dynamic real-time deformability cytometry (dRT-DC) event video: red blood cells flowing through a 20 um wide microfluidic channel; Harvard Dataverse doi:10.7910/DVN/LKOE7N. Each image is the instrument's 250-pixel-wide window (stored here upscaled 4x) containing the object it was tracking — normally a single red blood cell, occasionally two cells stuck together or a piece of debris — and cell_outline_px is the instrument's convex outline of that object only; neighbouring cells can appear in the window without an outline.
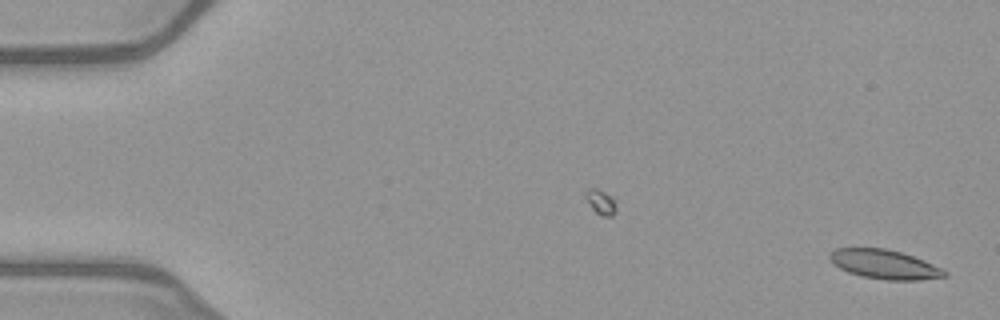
{"species": "common noctule bat (a hibernating species)", "species_latin": "Nyctalus noctula", "temperature_condition": "warm", "stored_images_in_passage": 51, "camera_frame_rate_fps": 3000, "um_per_image_px": 0.085, "animal": {"sex": "female", "body_mass_g": 21.9}, "frame": {"image": 1, "passage_image": 1, "time_ms": 0.0, "image_size_px": [1000, 320], "cell_outline_px": [[948, 276], [920, 280], [884, 280], [860, 276], [848, 272], [832, 264], [828, 256], [836, 248], [884, 248], [900, 252], [924, 260], [948, 272]], "centroid_in_image_um": [75.16, 22.48], "position_along_channel_um": 9.8, "area_um2": 19.54}}
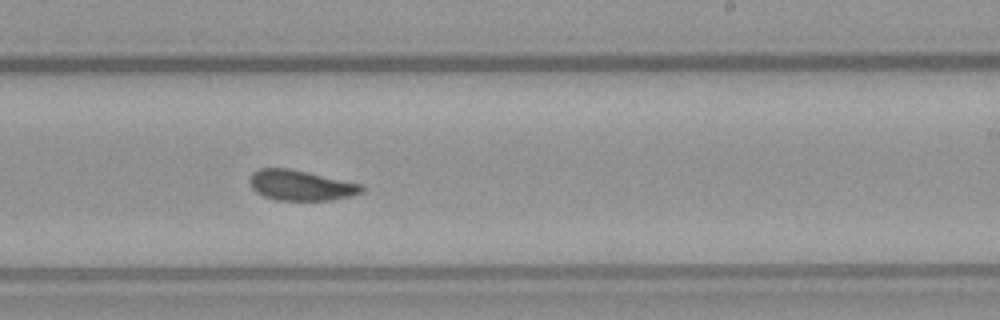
{"frame": {"image": 2, "passage_image": 31, "time_ms": 10.0, "image_size_px": [1000, 320], "cell_outline_px": [[364, 192], [352, 196], [332, 200], [276, 200], [264, 196], [256, 192], [252, 188], [248, 180], [252, 172], [260, 168], [288, 168], [308, 172], [360, 184], [364, 188]], "centroid_in_image_um": [25.54, 15.75], "position_along_channel_um": 263.5, "area_um2": 19.83}}
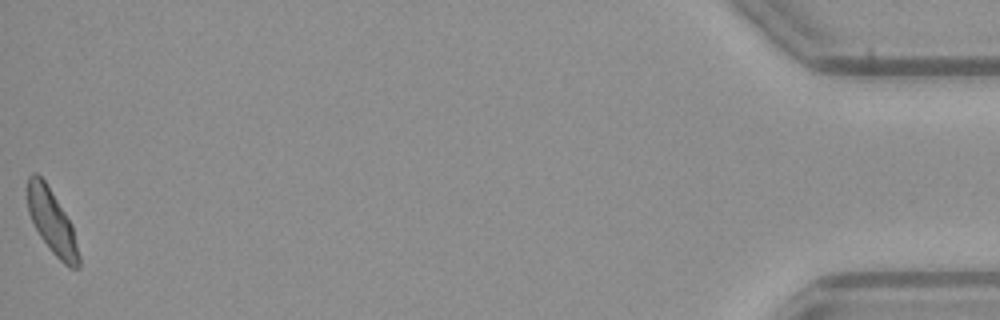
{"frame": {"image": 3, "passage_image": 51, "time_ms": 16.667, "image_size_px": [1000, 320], "cell_outline_px": [[80, 268], [68, 268], [52, 252], [40, 236], [28, 212], [28, 176], [32, 172], [36, 172], [44, 180], [72, 224], [80, 256]], "centroid_in_image_um": [4.43, 18.88], "position_along_channel_um": 430.8, "area_um2": 18.96}, "authors_computed_cell_mechanics": {"area_um2": 19.8832, "velocity_mm_per_s": 4.0215, "shape_relaxation_time_tau1_ms": null, "shape_relaxation_time_tau2_ms": 4.7475, "deformation_change_tau1": null, "deformation_change_tau2": 0.0996}}